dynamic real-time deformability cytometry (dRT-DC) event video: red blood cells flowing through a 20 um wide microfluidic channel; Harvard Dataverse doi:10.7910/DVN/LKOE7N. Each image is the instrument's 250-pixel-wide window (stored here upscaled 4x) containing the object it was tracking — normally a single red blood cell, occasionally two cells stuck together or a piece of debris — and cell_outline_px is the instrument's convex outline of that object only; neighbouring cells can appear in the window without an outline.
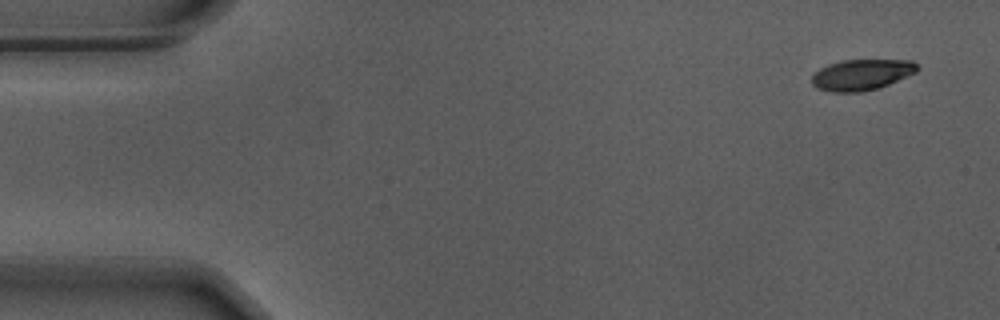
{"species": "Egyptian fruit bat (a non-hibernating species)", "species_latin": "Rousettus aegyptiacus", "temperature_condition": "warm", "stored_images_in_passage": 54, "camera_frame_rate_fps": 3000, "um_per_image_px": 0.085, "animal": {"sex": "male"}, "frame": {"image": 1, "passage_image": 1, "time_ms": 0.0, "image_size_px": [1000, 320], "cell_outline_px": [[920, 68], [916, 72], [888, 84], [876, 88], [860, 92], [832, 92], [816, 88], [812, 84], [812, 76], [820, 68], [828, 64], [844, 60], [912, 60]], "centroid_in_image_um": [73.22, 6.35], "position_along_channel_um": 11.8, "area_um2": 18.84}}
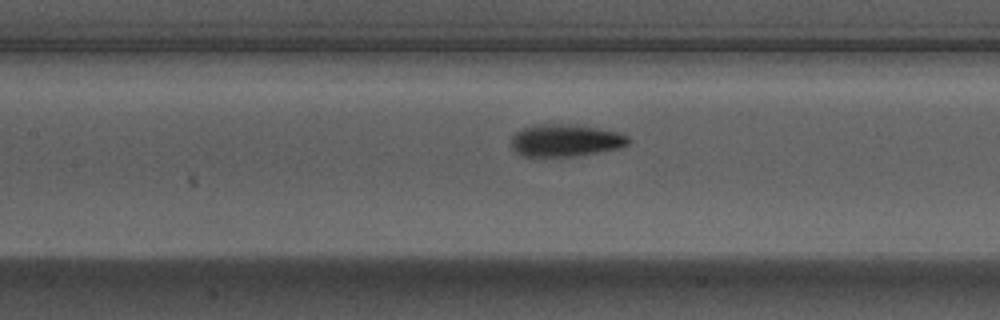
{"frame": {"image": 2, "passage_image": 23, "time_ms": 7.333, "image_size_px": [1000, 320], "cell_outline_px": [[628, 144], [620, 148], [576, 156], [520, 156], [512, 148], [512, 136], [520, 128], [532, 124], [568, 124], [596, 128], [616, 132], [628, 136]], "centroid_in_image_um": [48.01, 11.93], "position_along_channel_um": 159.4, "area_um2": 21.96}}
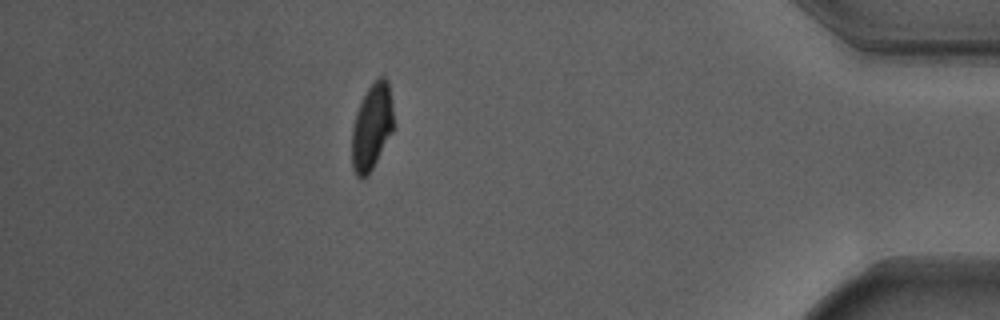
{"frame": {"image": 3, "passage_image": 47, "time_ms": 15.333, "image_size_px": [1000, 320], "cell_outline_px": [[392, 132], [372, 168], [360, 180], [356, 176], [352, 168], [352, 128], [356, 112], [368, 88], [380, 76], [384, 76], [388, 80], [392, 108]], "centroid_in_image_um": [31.58, 10.78], "position_along_channel_um": 403.6, "area_um2": 20.46}, "authors_computed_cell_mechanics": {"area_um2": 21.2415, "velocity_mm_per_s": 3.6842, "shape_relaxation_time_tau1_ms": 2.8498, "shape_relaxation_time_tau2_ms": 1.2015, "deformation_change_tau1": 0.1987, "deformation_change_tau2": 0.0754}}